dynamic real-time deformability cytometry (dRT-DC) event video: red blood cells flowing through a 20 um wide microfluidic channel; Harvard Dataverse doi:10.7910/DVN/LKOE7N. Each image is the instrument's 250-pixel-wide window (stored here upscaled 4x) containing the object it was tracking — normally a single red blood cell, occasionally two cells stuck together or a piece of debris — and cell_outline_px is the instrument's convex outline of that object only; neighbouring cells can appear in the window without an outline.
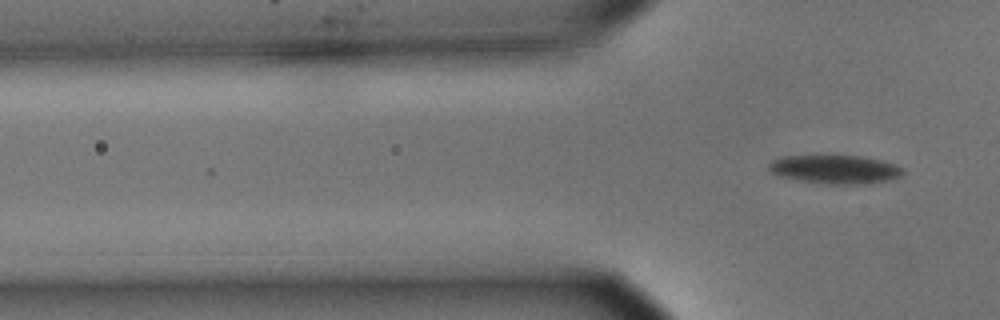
{"species": "common noctule bat (a hibernating species)", "species_latin": "Nyctalus noctula", "temperature_condition": "cold", "stored_images_in_passage": 4, "camera_frame_rate_fps": 3000, "um_per_image_px": 0.085, "animal": {"sex": "male", "body_mass_g": 15.6}, "frame": {"image": 1, "passage_image": 4, "time_ms": 1.0, "image_size_px": [1000, 320], "cell_outline_px": [[904, 172], [900, 176], [892, 180], [864, 184], [828, 184], [800, 180], [780, 176], [772, 172], [768, 168], [768, 164], [772, 160], [780, 156], [864, 156], [896, 164], [904, 168]], "centroid_in_image_um": [71.02, 14.39], "position_along_channel_um": 54.8, "area_um2": 22.43}}